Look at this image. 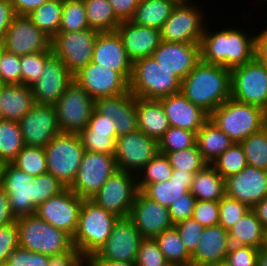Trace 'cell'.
Returning <instances> with one entry per match:
<instances>
[{"label": "cell", "mask_w": 267, "mask_h": 266, "mask_svg": "<svg viewBox=\"0 0 267 266\" xmlns=\"http://www.w3.org/2000/svg\"><path fill=\"white\" fill-rule=\"evenodd\" d=\"M243 29L225 26L214 30L206 24L200 41L201 61L229 70L251 62L255 58V34Z\"/></svg>", "instance_id": "6da1fadb"}, {"label": "cell", "mask_w": 267, "mask_h": 266, "mask_svg": "<svg viewBox=\"0 0 267 266\" xmlns=\"http://www.w3.org/2000/svg\"><path fill=\"white\" fill-rule=\"evenodd\" d=\"M231 70L200 61L181 81L180 92L210 115L231 97Z\"/></svg>", "instance_id": "7a4b0ae2"}, {"label": "cell", "mask_w": 267, "mask_h": 266, "mask_svg": "<svg viewBox=\"0 0 267 266\" xmlns=\"http://www.w3.org/2000/svg\"><path fill=\"white\" fill-rule=\"evenodd\" d=\"M118 218L91 199L83 200L72 243L85 259L95 255L105 244Z\"/></svg>", "instance_id": "3957f363"}, {"label": "cell", "mask_w": 267, "mask_h": 266, "mask_svg": "<svg viewBox=\"0 0 267 266\" xmlns=\"http://www.w3.org/2000/svg\"><path fill=\"white\" fill-rule=\"evenodd\" d=\"M266 112L261 107L230 97L209 115V119L234 143H240L263 128Z\"/></svg>", "instance_id": "277c9868"}, {"label": "cell", "mask_w": 267, "mask_h": 266, "mask_svg": "<svg viewBox=\"0 0 267 266\" xmlns=\"http://www.w3.org/2000/svg\"><path fill=\"white\" fill-rule=\"evenodd\" d=\"M181 80L161 66L152 56L133 63L129 91L135 97L160 99L180 93Z\"/></svg>", "instance_id": "5b68a950"}, {"label": "cell", "mask_w": 267, "mask_h": 266, "mask_svg": "<svg viewBox=\"0 0 267 266\" xmlns=\"http://www.w3.org/2000/svg\"><path fill=\"white\" fill-rule=\"evenodd\" d=\"M44 149L47 172L69 188L77 176L85 151L79 134L60 132Z\"/></svg>", "instance_id": "8992f818"}, {"label": "cell", "mask_w": 267, "mask_h": 266, "mask_svg": "<svg viewBox=\"0 0 267 266\" xmlns=\"http://www.w3.org/2000/svg\"><path fill=\"white\" fill-rule=\"evenodd\" d=\"M19 246L36 253L53 255L68 250L72 238L36 214L18 217Z\"/></svg>", "instance_id": "52a82bcc"}, {"label": "cell", "mask_w": 267, "mask_h": 266, "mask_svg": "<svg viewBox=\"0 0 267 266\" xmlns=\"http://www.w3.org/2000/svg\"><path fill=\"white\" fill-rule=\"evenodd\" d=\"M54 106L60 131L79 134L88 126L95 100L73 79Z\"/></svg>", "instance_id": "ba28073f"}, {"label": "cell", "mask_w": 267, "mask_h": 266, "mask_svg": "<svg viewBox=\"0 0 267 266\" xmlns=\"http://www.w3.org/2000/svg\"><path fill=\"white\" fill-rule=\"evenodd\" d=\"M196 3L193 1L175 5L161 29L162 41L200 43L208 21H205L207 20L204 13L206 9Z\"/></svg>", "instance_id": "9c48e42d"}, {"label": "cell", "mask_w": 267, "mask_h": 266, "mask_svg": "<svg viewBox=\"0 0 267 266\" xmlns=\"http://www.w3.org/2000/svg\"><path fill=\"white\" fill-rule=\"evenodd\" d=\"M98 34L94 29L59 32L51 41L52 52L74 75L92 61Z\"/></svg>", "instance_id": "30bf717a"}, {"label": "cell", "mask_w": 267, "mask_h": 266, "mask_svg": "<svg viewBox=\"0 0 267 266\" xmlns=\"http://www.w3.org/2000/svg\"><path fill=\"white\" fill-rule=\"evenodd\" d=\"M231 97L267 111V68L254 58L231 70Z\"/></svg>", "instance_id": "8fae6325"}, {"label": "cell", "mask_w": 267, "mask_h": 266, "mask_svg": "<svg viewBox=\"0 0 267 266\" xmlns=\"http://www.w3.org/2000/svg\"><path fill=\"white\" fill-rule=\"evenodd\" d=\"M137 192V175L118 169L91 200L106 211L124 218L129 217Z\"/></svg>", "instance_id": "7c38bea8"}, {"label": "cell", "mask_w": 267, "mask_h": 266, "mask_svg": "<svg viewBox=\"0 0 267 266\" xmlns=\"http://www.w3.org/2000/svg\"><path fill=\"white\" fill-rule=\"evenodd\" d=\"M114 155L84 151L77 176L69 187L84 199H91L117 171Z\"/></svg>", "instance_id": "4fadbf2b"}, {"label": "cell", "mask_w": 267, "mask_h": 266, "mask_svg": "<svg viewBox=\"0 0 267 266\" xmlns=\"http://www.w3.org/2000/svg\"><path fill=\"white\" fill-rule=\"evenodd\" d=\"M144 238L129 217L118 218L112 232L99 251L85 260H110L135 263Z\"/></svg>", "instance_id": "5bb4252c"}, {"label": "cell", "mask_w": 267, "mask_h": 266, "mask_svg": "<svg viewBox=\"0 0 267 266\" xmlns=\"http://www.w3.org/2000/svg\"><path fill=\"white\" fill-rule=\"evenodd\" d=\"M158 153V141L140 130L116 139L114 156L119 170L138 175Z\"/></svg>", "instance_id": "9a60e30c"}, {"label": "cell", "mask_w": 267, "mask_h": 266, "mask_svg": "<svg viewBox=\"0 0 267 266\" xmlns=\"http://www.w3.org/2000/svg\"><path fill=\"white\" fill-rule=\"evenodd\" d=\"M83 200L84 198L79 197L70 188H66L60 194L50 197L47 201L41 203L37 207L35 214L73 238Z\"/></svg>", "instance_id": "2e32d148"}, {"label": "cell", "mask_w": 267, "mask_h": 266, "mask_svg": "<svg viewBox=\"0 0 267 266\" xmlns=\"http://www.w3.org/2000/svg\"><path fill=\"white\" fill-rule=\"evenodd\" d=\"M18 123L26 146L44 148L61 132L56 109L52 104L35 103Z\"/></svg>", "instance_id": "e0dca14e"}, {"label": "cell", "mask_w": 267, "mask_h": 266, "mask_svg": "<svg viewBox=\"0 0 267 266\" xmlns=\"http://www.w3.org/2000/svg\"><path fill=\"white\" fill-rule=\"evenodd\" d=\"M52 39L40 30L27 16L16 15L9 25L3 47L17 56L52 50Z\"/></svg>", "instance_id": "ac0fdd59"}, {"label": "cell", "mask_w": 267, "mask_h": 266, "mask_svg": "<svg viewBox=\"0 0 267 266\" xmlns=\"http://www.w3.org/2000/svg\"><path fill=\"white\" fill-rule=\"evenodd\" d=\"M73 79L94 100L117 96L129 91V82L119 72L92 61L74 74Z\"/></svg>", "instance_id": "d6986e66"}, {"label": "cell", "mask_w": 267, "mask_h": 266, "mask_svg": "<svg viewBox=\"0 0 267 266\" xmlns=\"http://www.w3.org/2000/svg\"><path fill=\"white\" fill-rule=\"evenodd\" d=\"M36 177L29 175L11 163L4 170L2 188L8 194L12 213L16 218L36 213Z\"/></svg>", "instance_id": "ffe728a7"}, {"label": "cell", "mask_w": 267, "mask_h": 266, "mask_svg": "<svg viewBox=\"0 0 267 266\" xmlns=\"http://www.w3.org/2000/svg\"><path fill=\"white\" fill-rule=\"evenodd\" d=\"M129 218L143 238H155L165 230L174 227L168 207L147 197L138 190L131 207Z\"/></svg>", "instance_id": "44dd1931"}, {"label": "cell", "mask_w": 267, "mask_h": 266, "mask_svg": "<svg viewBox=\"0 0 267 266\" xmlns=\"http://www.w3.org/2000/svg\"><path fill=\"white\" fill-rule=\"evenodd\" d=\"M225 195L252 209L267 197V171L248 165L225 179Z\"/></svg>", "instance_id": "7402d4cb"}, {"label": "cell", "mask_w": 267, "mask_h": 266, "mask_svg": "<svg viewBox=\"0 0 267 266\" xmlns=\"http://www.w3.org/2000/svg\"><path fill=\"white\" fill-rule=\"evenodd\" d=\"M152 57L182 81L201 61L200 43L161 41Z\"/></svg>", "instance_id": "603a6c76"}, {"label": "cell", "mask_w": 267, "mask_h": 266, "mask_svg": "<svg viewBox=\"0 0 267 266\" xmlns=\"http://www.w3.org/2000/svg\"><path fill=\"white\" fill-rule=\"evenodd\" d=\"M72 81L73 75L61 59L53 54L45 62L40 78L31 86L35 103L54 105Z\"/></svg>", "instance_id": "cb8c5ba5"}, {"label": "cell", "mask_w": 267, "mask_h": 266, "mask_svg": "<svg viewBox=\"0 0 267 266\" xmlns=\"http://www.w3.org/2000/svg\"><path fill=\"white\" fill-rule=\"evenodd\" d=\"M92 62L119 72L128 82L131 80L133 62L129 59L117 31L99 32Z\"/></svg>", "instance_id": "d4e9b609"}, {"label": "cell", "mask_w": 267, "mask_h": 266, "mask_svg": "<svg viewBox=\"0 0 267 266\" xmlns=\"http://www.w3.org/2000/svg\"><path fill=\"white\" fill-rule=\"evenodd\" d=\"M95 110L114 120L117 137L138 130L136 97L130 91L117 96L97 98Z\"/></svg>", "instance_id": "484cf974"}, {"label": "cell", "mask_w": 267, "mask_h": 266, "mask_svg": "<svg viewBox=\"0 0 267 266\" xmlns=\"http://www.w3.org/2000/svg\"><path fill=\"white\" fill-rule=\"evenodd\" d=\"M122 39L129 59L135 61L152 56L161 43V30L135 25L131 21H122L116 29Z\"/></svg>", "instance_id": "4316f807"}, {"label": "cell", "mask_w": 267, "mask_h": 266, "mask_svg": "<svg viewBox=\"0 0 267 266\" xmlns=\"http://www.w3.org/2000/svg\"><path fill=\"white\" fill-rule=\"evenodd\" d=\"M158 100L162 104L171 127L197 133L209 119L205 111L190 102L181 92Z\"/></svg>", "instance_id": "83f0119b"}, {"label": "cell", "mask_w": 267, "mask_h": 266, "mask_svg": "<svg viewBox=\"0 0 267 266\" xmlns=\"http://www.w3.org/2000/svg\"><path fill=\"white\" fill-rule=\"evenodd\" d=\"M230 246L228 231L220 224L204 227L197 247L191 254V265L208 266L223 262Z\"/></svg>", "instance_id": "f1b7e54d"}, {"label": "cell", "mask_w": 267, "mask_h": 266, "mask_svg": "<svg viewBox=\"0 0 267 266\" xmlns=\"http://www.w3.org/2000/svg\"><path fill=\"white\" fill-rule=\"evenodd\" d=\"M34 104L31 87L23 84L0 86V119L19 121Z\"/></svg>", "instance_id": "f546056e"}, {"label": "cell", "mask_w": 267, "mask_h": 266, "mask_svg": "<svg viewBox=\"0 0 267 266\" xmlns=\"http://www.w3.org/2000/svg\"><path fill=\"white\" fill-rule=\"evenodd\" d=\"M193 177V173L175 169L171 179L166 182L148 184L142 192L162 206L169 207L174 200L190 191Z\"/></svg>", "instance_id": "4dcf8cb0"}, {"label": "cell", "mask_w": 267, "mask_h": 266, "mask_svg": "<svg viewBox=\"0 0 267 266\" xmlns=\"http://www.w3.org/2000/svg\"><path fill=\"white\" fill-rule=\"evenodd\" d=\"M138 130L159 141L170 123L159 100L136 97Z\"/></svg>", "instance_id": "1f68e13d"}, {"label": "cell", "mask_w": 267, "mask_h": 266, "mask_svg": "<svg viewBox=\"0 0 267 266\" xmlns=\"http://www.w3.org/2000/svg\"><path fill=\"white\" fill-rule=\"evenodd\" d=\"M233 144L234 142L210 119L196 133V145L208 164H211Z\"/></svg>", "instance_id": "d6a6232c"}, {"label": "cell", "mask_w": 267, "mask_h": 266, "mask_svg": "<svg viewBox=\"0 0 267 266\" xmlns=\"http://www.w3.org/2000/svg\"><path fill=\"white\" fill-rule=\"evenodd\" d=\"M190 192L196 200L220 201L225 196V180L208 164L194 175Z\"/></svg>", "instance_id": "836d02e7"}, {"label": "cell", "mask_w": 267, "mask_h": 266, "mask_svg": "<svg viewBox=\"0 0 267 266\" xmlns=\"http://www.w3.org/2000/svg\"><path fill=\"white\" fill-rule=\"evenodd\" d=\"M228 234L231 245L252 246L260 249L264 226L255 212L250 209L228 230Z\"/></svg>", "instance_id": "e575fe53"}, {"label": "cell", "mask_w": 267, "mask_h": 266, "mask_svg": "<svg viewBox=\"0 0 267 266\" xmlns=\"http://www.w3.org/2000/svg\"><path fill=\"white\" fill-rule=\"evenodd\" d=\"M175 4L169 0H140L133 18L135 25L161 30Z\"/></svg>", "instance_id": "d590c367"}, {"label": "cell", "mask_w": 267, "mask_h": 266, "mask_svg": "<svg viewBox=\"0 0 267 266\" xmlns=\"http://www.w3.org/2000/svg\"><path fill=\"white\" fill-rule=\"evenodd\" d=\"M90 29L99 32L116 31L121 21L116 17L109 0H83Z\"/></svg>", "instance_id": "8d00e7d4"}, {"label": "cell", "mask_w": 267, "mask_h": 266, "mask_svg": "<svg viewBox=\"0 0 267 266\" xmlns=\"http://www.w3.org/2000/svg\"><path fill=\"white\" fill-rule=\"evenodd\" d=\"M63 0H48L27 17L46 35L53 39L60 29Z\"/></svg>", "instance_id": "74e56055"}, {"label": "cell", "mask_w": 267, "mask_h": 266, "mask_svg": "<svg viewBox=\"0 0 267 266\" xmlns=\"http://www.w3.org/2000/svg\"><path fill=\"white\" fill-rule=\"evenodd\" d=\"M24 146L18 121L0 119V160L11 163Z\"/></svg>", "instance_id": "f35d334b"}, {"label": "cell", "mask_w": 267, "mask_h": 266, "mask_svg": "<svg viewBox=\"0 0 267 266\" xmlns=\"http://www.w3.org/2000/svg\"><path fill=\"white\" fill-rule=\"evenodd\" d=\"M154 240L168 263L191 265V254L186 250L175 227L163 231Z\"/></svg>", "instance_id": "ab89813d"}, {"label": "cell", "mask_w": 267, "mask_h": 266, "mask_svg": "<svg viewBox=\"0 0 267 266\" xmlns=\"http://www.w3.org/2000/svg\"><path fill=\"white\" fill-rule=\"evenodd\" d=\"M173 168L165 154L158 153L137 175V188L142 191L148 184L166 182L171 179Z\"/></svg>", "instance_id": "60d3db41"}, {"label": "cell", "mask_w": 267, "mask_h": 266, "mask_svg": "<svg viewBox=\"0 0 267 266\" xmlns=\"http://www.w3.org/2000/svg\"><path fill=\"white\" fill-rule=\"evenodd\" d=\"M210 165L224 180L248 166L244 149L240 143H234Z\"/></svg>", "instance_id": "b9f144b4"}, {"label": "cell", "mask_w": 267, "mask_h": 266, "mask_svg": "<svg viewBox=\"0 0 267 266\" xmlns=\"http://www.w3.org/2000/svg\"><path fill=\"white\" fill-rule=\"evenodd\" d=\"M11 164L33 177L47 173L45 149L25 145Z\"/></svg>", "instance_id": "7bdbcfd3"}, {"label": "cell", "mask_w": 267, "mask_h": 266, "mask_svg": "<svg viewBox=\"0 0 267 266\" xmlns=\"http://www.w3.org/2000/svg\"><path fill=\"white\" fill-rule=\"evenodd\" d=\"M242 145L247 164L267 171V133L261 130L252 133L240 142Z\"/></svg>", "instance_id": "ee69618b"}, {"label": "cell", "mask_w": 267, "mask_h": 266, "mask_svg": "<svg viewBox=\"0 0 267 266\" xmlns=\"http://www.w3.org/2000/svg\"><path fill=\"white\" fill-rule=\"evenodd\" d=\"M90 29L83 0H63L59 32H73Z\"/></svg>", "instance_id": "f6af8a7d"}, {"label": "cell", "mask_w": 267, "mask_h": 266, "mask_svg": "<svg viewBox=\"0 0 267 266\" xmlns=\"http://www.w3.org/2000/svg\"><path fill=\"white\" fill-rule=\"evenodd\" d=\"M165 154L169 164L175 169L193 173L202 170L208 163L203 159L197 145L173 152H159Z\"/></svg>", "instance_id": "bcb514c9"}, {"label": "cell", "mask_w": 267, "mask_h": 266, "mask_svg": "<svg viewBox=\"0 0 267 266\" xmlns=\"http://www.w3.org/2000/svg\"><path fill=\"white\" fill-rule=\"evenodd\" d=\"M52 55V50H47L21 56V84L31 87L40 78L45 62Z\"/></svg>", "instance_id": "7dc6e473"}, {"label": "cell", "mask_w": 267, "mask_h": 266, "mask_svg": "<svg viewBox=\"0 0 267 266\" xmlns=\"http://www.w3.org/2000/svg\"><path fill=\"white\" fill-rule=\"evenodd\" d=\"M158 145L159 152L184 150L196 145V132L170 126L158 141Z\"/></svg>", "instance_id": "c3c4849f"}, {"label": "cell", "mask_w": 267, "mask_h": 266, "mask_svg": "<svg viewBox=\"0 0 267 266\" xmlns=\"http://www.w3.org/2000/svg\"><path fill=\"white\" fill-rule=\"evenodd\" d=\"M248 210L246 204L225 195L219 201V224L228 231Z\"/></svg>", "instance_id": "681fc988"}, {"label": "cell", "mask_w": 267, "mask_h": 266, "mask_svg": "<svg viewBox=\"0 0 267 266\" xmlns=\"http://www.w3.org/2000/svg\"><path fill=\"white\" fill-rule=\"evenodd\" d=\"M167 263L158 243L153 238H144L140 242L136 266H165Z\"/></svg>", "instance_id": "f907efd6"}, {"label": "cell", "mask_w": 267, "mask_h": 266, "mask_svg": "<svg viewBox=\"0 0 267 266\" xmlns=\"http://www.w3.org/2000/svg\"><path fill=\"white\" fill-rule=\"evenodd\" d=\"M85 151L114 155L117 136L101 133H79Z\"/></svg>", "instance_id": "816d5d0a"}, {"label": "cell", "mask_w": 267, "mask_h": 266, "mask_svg": "<svg viewBox=\"0 0 267 266\" xmlns=\"http://www.w3.org/2000/svg\"><path fill=\"white\" fill-rule=\"evenodd\" d=\"M66 187L51 173H44L36 177V208L47 201L50 197H54L64 191Z\"/></svg>", "instance_id": "f5cc1de1"}, {"label": "cell", "mask_w": 267, "mask_h": 266, "mask_svg": "<svg viewBox=\"0 0 267 266\" xmlns=\"http://www.w3.org/2000/svg\"><path fill=\"white\" fill-rule=\"evenodd\" d=\"M0 76L2 84L20 85V56L4 50L0 60Z\"/></svg>", "instance_id": "db71d44e"}, {"label": "cell", "mask_w": 267, "mask_h": 266, "mask_svg": "<svg viewBox=\"0 0 267 266\" xmlns=\"http://www.w3.org/2000/svg\"><path fill=\"white\" fill-rule=\"evenodd\" d=\"M174 227L179 232L186 250L192 254L197 247L204 227L192 217L176 223Z\"/></svg>", "instance_id": "11a10c76"}, {"label": "cell", "mask_w": 267, "mask_h": 266, "mask_svg": "<svg viewBox=\"0 0 267 266\" xmlns=\"http://www.w3.org/2000/svg\"><path fill=\"white\" fill-rule=\"evenodd\" d=\"M258 252L252 246L231 245L224 261L229 266H257Z\"/></svg>", "instance_id": "9f6ffc18"}, {"label": "cell", "mask_w": 267, "mask_h": 266, "mask_svg": "<svg viewBox=\"0 0 267 266\" xmlns=\"http://www.w3.org/2000/svg\"><path fill=\"white\" fill-rule=\"evenodd\" d=\"M48 264L49 255L36 253L19 246L10 254L4 266H48Z\"/></svg>", "instance_id": "6f0895ef"}, {"label": "cell", "mask_w": 267, "mask_h": 266, "mask_svg": "<svg viewBox=\"0 0 267 266\" xmlns=\"http://www.w3.org/2000/svg\"><path fill=\"white\" fill-rule=\"evenodd\" d=\"M19 247V231L16 221L0 227V266H4L10 254Z\"/></svg>", "instance_id": "680465c9"}, {"label": "cell", "mask_w": 267, "mask_h": 266, "mask_svg": "<svg viewBox=\"0 0 267 266\" xmlns=\"http://www.w3.org/2000/svg\"><path fill=\"white\" fill-rule=\"evenodd\" d=\"M192 218L203 227L219 224V201L196 200Z\"/></svg>", "instance_id": "91938a15"}, {"label": "cell", "mask_w": 267, "mask_h": 266, "mask_svg": "<svg viewBox=\"0 0 267 266\" xmlns=\"http://www.w3.org/2000/svg\"><path fill=\"white\" fill-rule=\"evenodd\" d=\"M195 203L196 198L190 191L181 196V198L174 200V202L168 207L172 223L175 225L180 221L191 218Z\"/></svg>", "instance_id": "94428289"}, {"label": "cell", "mask_w": 267, "mask_h": 266, "mask_svg": "<svg viewBox=\"0 0 267 266\" xmlns=\"http://www.w3.org/2000/svg\"><path fill=\"white\" fill-rule=\"evenodd\" d=\"M80 133H101L108 136H117L115 132V122L109 116H103L95 109L88 121V126Z\"/></svg>", "instance_id": "6125c7cd"}, {"label": "cell", "mask_w": 267, "mask_h": 266, "mask_svg": "<svg viewBox=\"0 0 267 266\" xmlns=\"http://www.w3.org/2000/svg\"><path fill=\"white\" fill-rule=\"evenodd\" d=\"M85 258L80 251L72 245L68 250L49 255L48 266H82Z\"/></svg>", "instance_id": "be15d7a7"}, {"label": "cell", "mask_w": 267, "mask_h": 266, "mask_svg": "<svg viewBox=\"0 0 267 266\" xmlns=\"http://www.w3.org/2000/svg\"><path fill=\"white\" fill-rule=\"evenodd\" d=\"M116 17L122 21H130L140 0H109Z\"/></svg>", "instance_id": "e7e4bbea"}, {"label": "cell", "mask_w": 267, "mask_h": 266, "mask_svg": "<svg viewBox=\"0 0 267 266\" xmlns=\"http://www.w3.org/2000/svg\"><path fill=\"white\" fill-rule=\"evenodd\" d=\"M16 16L10 0H0V44L3 43L6 31Z\"/></svg>", "instance_id": "03108f58"}, {"label": "cell", "mask_w": 267, "mask_h": 266, "mask_svg": "<svg viewBox=\"0 0 267 266\" xmlns=\"http://www.w3.org/2000/svg\"><path fill=\"white\" fill-rule=\"evenodd\" d=\"M259 31L255 35V58L267 68V26Z\"/></svg>", "instance_id": "003e7915"}, {"label": "cell", "mask_w": 267, "mask_h": 266, "mask_svg": "<svg viewBox=\"0 0 267 266\" xmlns=\"http://www.w3.org/2000/svg\"><path fill=\"white\" fill-rule=\"evenodd\" d=\"M17 220L11 210L8 194L0 187V227L13 223Z\"/></svg>", "instance_id": "a7ac6f4b"}, {"label": "cell", "mask_w": 267, "mask_h": 266, "mask_svg": "<svg viewBox=\"0 0 267 266\" xmlns=\"http://www.w3.org/2000/svg\"><path fill=\"white\" fill-rule=\"evenodd\" d=\"M16 15L27 16L48 0H10Z\"/></svg>", "instance_id": "89a4df30"}, {"label": "cell", "mask_w": 267, "mask_h": 266, "mask_svg": "<svg viewBox=\"0 0 267 266\" xmlns=\"http://www.w3.org/2000/svg\"><path fill=\"white\" fill-rule=\"evenodd\" d=\"M252 210L255 212L258 219L261 221V224L264 228L267 227V197L262 199L259 203H257Z\"/></svg>", "instance_id": "2644e50d"}, {"label": "cell", "mask_w": 267, "mask_h": 266, "mask_svg": "<svg viewBox=\"0 0 267 266\" xmlns=\"http://www.w3.org/2000/svg\"><path fill=\"white\" fill-rule=\"evenodd\" d=\"M89 266H136L135 263L110 260H85Z\"/></svg>", "instance_id": "8c879c8a"}, {"label": "cell", "mask_w": 267, "mask_h": 266, "mask_svg": "<svg viewBox=\"0 0 267 266\" xmlns=\"http://www.w3.org/2000/svg\"><path fill=\"white\" fill-rule=\"evenodd\" d=\"M257 266H267V252L259 249Z\"/></svg>", "instance_id": "753ad0ef"}, {"label": "cell", "mask_w": 267, "mask_h": 266, "mask_svg": "<svg viewBox=\"0 0 267 266\" xmlns=\"http://www.w3.org/2000/svg\"><path fill=\"white\" fill-rule=\"evenodd\" d=\"M260 250L267 252V227L264 228V234H263Z\"/></svg>", "instance_id": "34e18365"}, {"label": "cell", "mask_w": 267, "mask_h": 266, "mask_svg": "<svg viewBox=\"0 0 267 266\" xmlns=\"http://www.w3.org/2000/svg\"><path fill=\"white\" fill-rule=\"evenodd\" d=\"M6 164H7L6 162L0 160V187H2V181Z\"/></svg>", "instance_id": "11e5206c"}, {"label": "cell", "mask_w": 267, "mask_h": 266, "mask_svg": "<svg viewBox=\"0 0 267 266\" xmlns=\"http://www.w3.org/2000/svg\"><path fill=\"white\" fill-rule=\"evenodd\" d=\"M169 1H172L175 5L188 4L193 2V0H169Z\"/></svg>", "instance_id": "2a66077c"}, {"label": "cell", "mask_w": 267, "mask_h": 266, "mask_svg": "<svg viewBox=\"0 0 267 266\" xmlns=\"http://www.w3.org/2000/svg\"><path fill=\"white\" fill-rule=\"evenodd\" d=\"M263 129L265 130V132L267 133V112L263 121Z\"/></svg>", "instance_id": "b9fcfbb0"}, {"label": "cell", "mask_w": 267, "mask_h": 266, "mask_svg": "<svg viewBox=\"0 0 267 266\" xmlns=\"http://www.w3.org/2000/svg\"><path fill=\"white\" fill-rule=\"evenodd\" d=\"M208 266H229L225 261L223 262H219V263H216V264H211V265H208Z\"/></svg>", "instance_id": "09005b40"}, {"label": "cell", "mask_w": 267, "mask_h": 266, "mask_svg": "<svg viewBox=\"0 0 267 266\" xmlns=\"http://www.w3.org/2000/svg\"><path fill=\"white\" fill-rule=\"evenodd\" d=\"M4 47H3V44H0V60H1V57H2V53L4 51ZM2 85V81H1V76H0V86Z\"/></svg>", "instance_id": "979ff035"}, {"label": "cell", "mask_w": 267, "mask_h": 266, "mask_svg": "<svg viewBox=\"0 0 267 266\" xmlns=\"http://www.w3.org/2000/svg\"><path fill=\"white\" fill-rule=\"evenodd\" d=\"M165 266H192V265H184V264H178V263H167Z\"/></svg>", "instance_id": "deb4b68c"}, {"label": "cell", "mask_w": 267, "mask_h": 266, "mask_svg": "<svg viewBox=\"0 0 267 266\" xmlns=\"http://www.w3.org/2000/svg\"><path fill=\"white\" fill-rule=\"evenodd\" d=\"M82 266H89L86 262H84V264Z\"/></svg>", "instance_id": "67dfc351"}]
</instances>
